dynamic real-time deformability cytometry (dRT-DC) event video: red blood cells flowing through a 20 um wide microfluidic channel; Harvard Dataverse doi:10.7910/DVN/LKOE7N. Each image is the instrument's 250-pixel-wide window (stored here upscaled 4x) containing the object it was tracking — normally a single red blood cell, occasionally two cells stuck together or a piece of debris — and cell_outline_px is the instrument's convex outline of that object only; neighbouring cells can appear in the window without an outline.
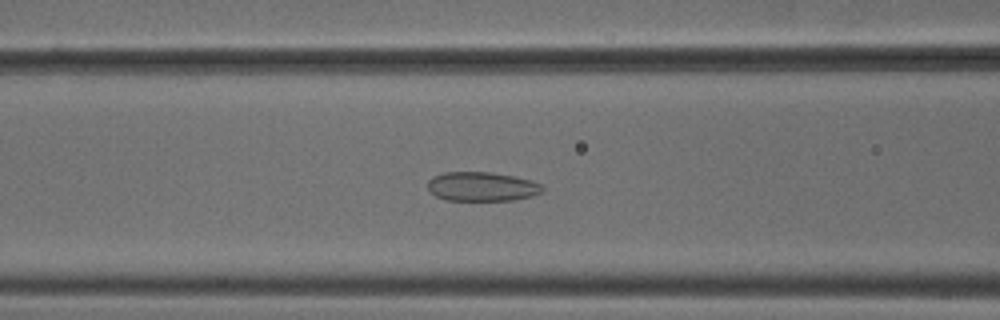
{"species": "common noctule bat (a hibernating species)", "species_latin": "Nyctalus noctula", "temperature_condition": "cold", "stored_images_in_passage": 53, "camera_frame_rate_fps": 3000, "um_per_image_px": 0.085, "animal": {"sex": "male", "body_mass_g": 18.8}, "frame": {"image": 1, "passage_image": 22, "time_ms": 7.0, "image_size_px": [1000, 320], "cell_outline_px": [[544, 192], [532, 196], [512, 200], [444, 200], [428, 192], [428, 180], [432, 176], [444, 172], [492, 172], [512, 176], [528, 180], [540, 184], [544, 188]], "centroid_in_image_um": [40.92, 15.86], "position_along_channel_um": 125.7, "area_um2": 19.59}}
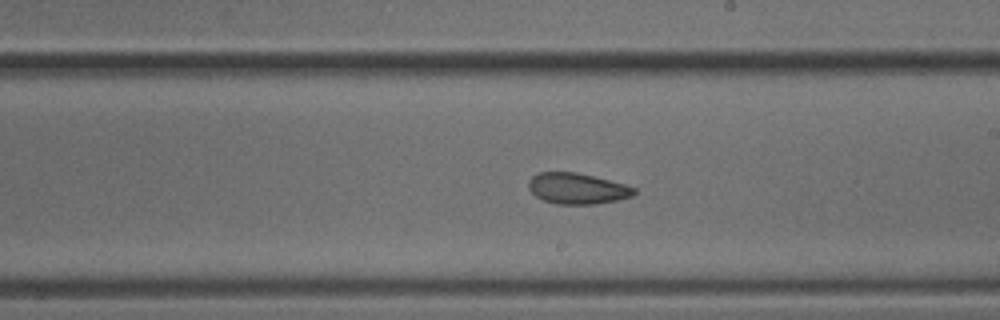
{"frame": {"image": 2, "passage_image": 31, "time_ms": 10.0, "image_size_px": [1000, 320], "cell_outline_px": [[636, 192], [632, 196], [616, 200], [596, 204], [556, 204], [544, 200], [536, 196], [528, 188], [528, 180], [532, 176], [540, 172], [576, 172], [624, 184], [636, 188]], "centroid_in_image_um": [49.04, 16.02], "position_along_channel_um": 240.0, "area_um2": 18.9}}
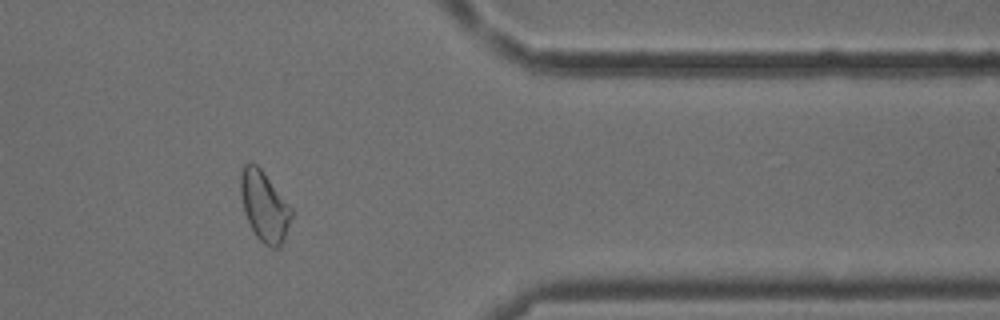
{"frame": {"image": 3, "passage_image": 44, "time_ms": 14.333, "image_size_px": [1000, 320], "cell_outline_px": [[292, 216], [280, 248], [272, 248], [264, 244], [256, 236], [244, 212], [240, 196], [240, 176], [244, 164], [256, 164], [264, 172], [292, 208]], "centroid_in_image_um": [22.46, 17.54], "position_along_channel_um": 388.9, "area_um2": 20.58}, "authors_computed_cell_mechanics": {"area_um2": 20.7502, "velocity_mm_per_s": 3.812, "shape_relaxation_time_tau1_ms": 7.6319, "shape_relaxation_time_tau2_ms": 2.7362, "deformation_change_tau1": 0.1087, "deformation_change_tau2": 0.09}}